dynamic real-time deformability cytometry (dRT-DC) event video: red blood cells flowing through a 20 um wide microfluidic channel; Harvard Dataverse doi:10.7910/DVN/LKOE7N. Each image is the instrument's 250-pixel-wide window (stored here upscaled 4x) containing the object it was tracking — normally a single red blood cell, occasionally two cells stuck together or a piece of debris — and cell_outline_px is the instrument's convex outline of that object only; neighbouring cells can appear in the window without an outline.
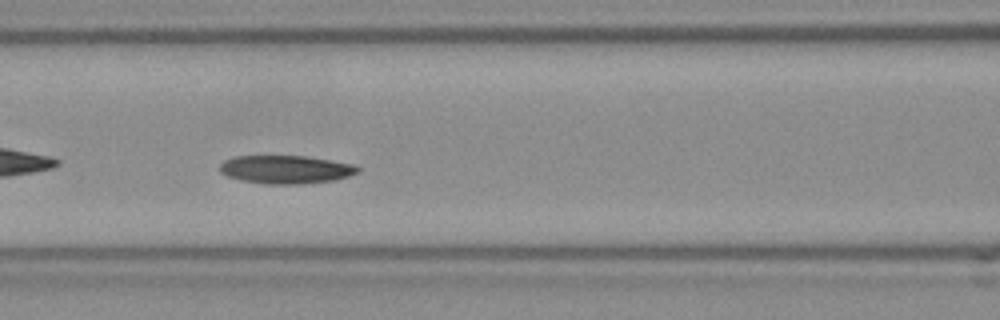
{"species": "Egyptian fruit bat (a non-hibernating species)", "species_latin": "Rousettus aegyptiacus", "temperature_condition": "room temperature", "stored_images_in_passage": 46, "camera_frame_rate_fps": 3000, "um_per_image_px": 0.085, "frame": {"image": 1, "passage_image": 14, "time_ms": 4.333, "image_size_px": [1000, 320], "cell_outline_px": [[360, 172], [336, 180], [304, 184], [264, 184], [240, 180], [228, 176], [220, 172], [220, 164], [224, 160], [236, 156], [304, 156], [352, 164], [360, 168]], "centroid_in_image_um": [24.29, 14.41], "position_along_channel_um": 142.3, "area_um2": 22.72}}
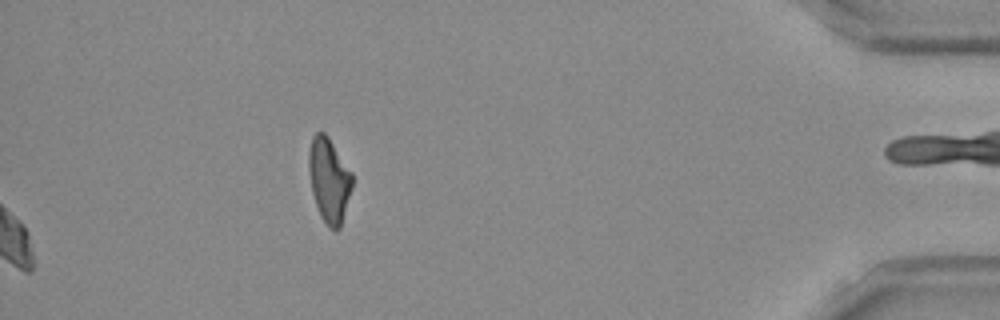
{"frame": {"image": 2, "passage_image": 46, "time_ms": 15.0, "image_size_px": [1000, 320], "cell_outline_px": [[352, 188], [340, 228], [328, 228], [320, 216], [312, 192], [308, 168], [308, 152], [312, 136], [316, 132], [324, 132], [328, 136], [352, 172]], "centroid_in_image_um": [27.96, 15.28], "position_along_channel_um": 407.2, "area_um2": 21.39}, "authors_computed_cell_mechanics": {"area_um2": 22.3108, "velocity_mm_per_s": 3.8015, "shape_relaxation_time_tau1_ms": 6.9072, "shape_relaxation_time_tau2_ms": null, "deformation_change_tau1": 0.1338, "deformation_change_tau2": null}}